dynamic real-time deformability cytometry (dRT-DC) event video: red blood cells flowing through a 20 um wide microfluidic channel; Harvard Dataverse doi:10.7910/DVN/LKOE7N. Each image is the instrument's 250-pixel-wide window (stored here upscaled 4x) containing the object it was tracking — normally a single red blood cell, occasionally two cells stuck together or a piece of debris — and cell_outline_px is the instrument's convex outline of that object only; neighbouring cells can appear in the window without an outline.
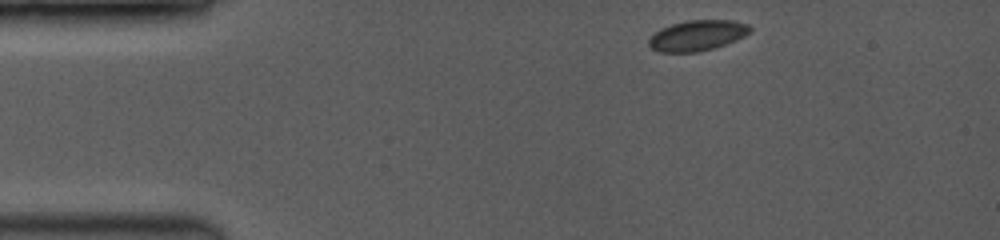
{"species": "common noctule bat (a hibernating species)", "species_latin": "Nyctalus noctula", "temperature_condition": "room temperature", "stored_images_in_passage": 45, "camera_frame_rate_fps": 3500, "um_per_image_px": 0.085, "animal": {"sex": "female", "body_mass_g": 19.0, "forearm_length_mm": 53.3}, "frame": {"image": 1, "passage_image": 1, "time_ms": 0.0, "image_size_px": [1000, 240], "cell_outline_px": [[752, 32], [736, 40], [716, 48], [700, 52], [660, 52], [652, 48], [648, 44], [648, 40], [656, 32], [672, 24], [688, 20], [732, 20], [748, 24], [752, 28]], "centroid_in_image_um": [59.32, 3.02], "position_along_channel_um": 25.7, "area_um2": 18.03}}
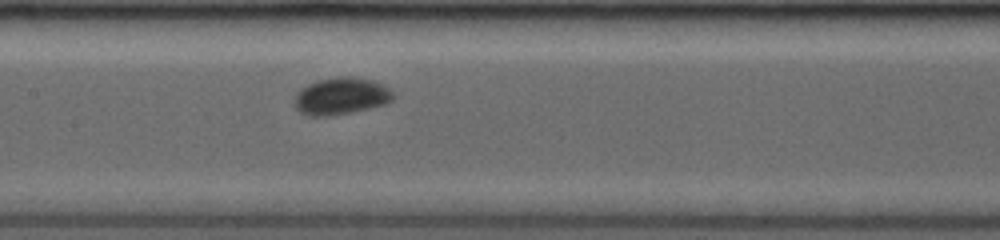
{"frame": {"image": 2, "passage_image": 20, "time_ms": 5.429, "image_size_px": [1000, 240], "cell_outline_px": [[392, 100], [384, 104], [352, 112], [328, 116], [308, 116], [300, 112], [296, 108], [296, 92], [300, 88], [316, 80], [340, 76], [352, 76], [372, 80], [388, 88], [392, 92]], "centroid_in_image_um": [28.95, 8.16], "position_along_channel_um": 178.4, "area_um2": 21.15}}
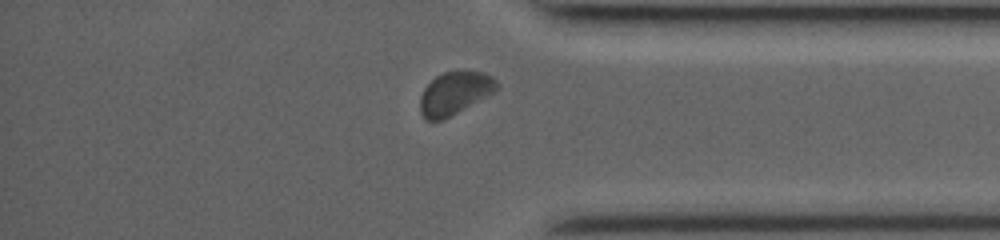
{"frame": {"image": 3, "passage_image": 39, "time_ms": 10.857, "image_size_px": [1000, 240], "cell_outline_px": [[496, 88], [492, 92], [444, 120], [424, 120], [420, 112], [420, 96], [424, 88], [436, 76], [444, 72], [464, 68], [484, 72], [492, 76], [496, 80]], "centroid_in_image_um": [38.61, 7.88], "position_along_channel_um": 396.6, "area_um2": 19.25}}